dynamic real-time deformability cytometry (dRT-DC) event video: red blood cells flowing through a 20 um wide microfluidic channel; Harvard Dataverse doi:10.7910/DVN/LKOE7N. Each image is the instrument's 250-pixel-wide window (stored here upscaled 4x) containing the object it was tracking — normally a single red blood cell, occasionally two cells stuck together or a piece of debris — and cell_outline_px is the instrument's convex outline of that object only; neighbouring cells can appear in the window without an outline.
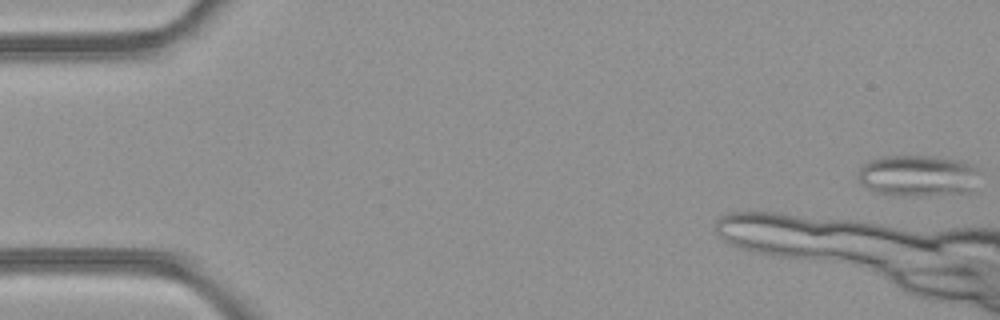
{"species": "common noctule bat (a hibernating species)", "species_latin": "Nyctalus noctula", "temperature_condition": "room temperature", "stored_images_in_passage": 6, "camera_frame_rate_fps": 3000, "um_per_image_px": 0.085, "animal": {"sex": "female", "body_mass_g": 21.9}, "frame": {"image": 1, "passage_image": 1, "time_ms": 0.0, "image_size_px": [1000, 320], "cell_outline_px": [[976, 168], [968, 192], [928, 196], [896, 196], [876, 192], [860, 184], [856, 176], [860, 168], [868, 160], [884, 156], [932, 156], [960, 160]], "centroid_in_image_um": [77.87, 14.94], "position_along_channel_um": 7.1, "area_um2": 29.02}}